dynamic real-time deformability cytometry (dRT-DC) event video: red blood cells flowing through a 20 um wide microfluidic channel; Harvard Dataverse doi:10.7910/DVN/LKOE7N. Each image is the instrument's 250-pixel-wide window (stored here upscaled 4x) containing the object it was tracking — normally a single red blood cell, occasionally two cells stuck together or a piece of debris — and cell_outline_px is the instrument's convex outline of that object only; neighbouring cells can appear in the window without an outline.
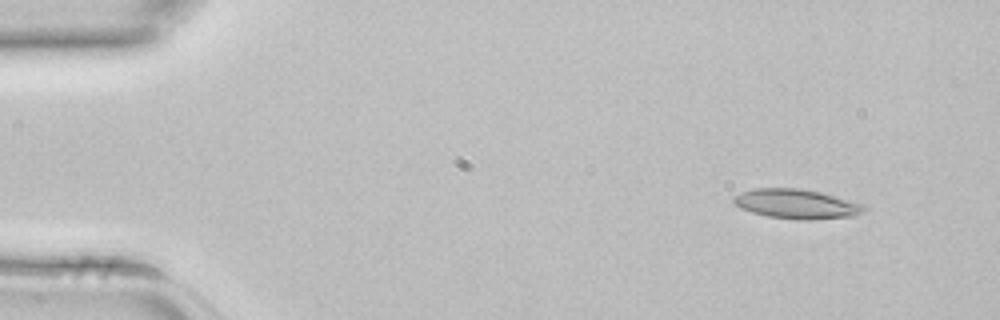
{"species": "common noctule bat (a hibernating species)", "species_latin": "Nyctalus noctula", "temperature_condition": "room temperature", "stored_images_in_passage": 4, "segment_of_instrument_passage": [2, 2], "camera_frame_rate_fps": 3000, "um_per_image_px": 0.085, "animal": {"sex": "female", "body_mass_g": 22.7, "forearm_length_mm": 54.2}, "frame": {"image": 1, "passage_image": 4, "time_ms": 1.0, "image_size_px": [1000, 320], "cell_outline_px": [[868, 208], [864, 212], [852, 216], [812, 220], [796, 220], [768, 216], [752, 212], [740, 208], [732, 200], [732, 196], [740, 192], [756, 188], [800, 188], [820, 192], [864, 204]], "centroid_in_image_um": [67.7, 17.34], "position_along_channel_um": 17.3, "area_um2": 22.6}}